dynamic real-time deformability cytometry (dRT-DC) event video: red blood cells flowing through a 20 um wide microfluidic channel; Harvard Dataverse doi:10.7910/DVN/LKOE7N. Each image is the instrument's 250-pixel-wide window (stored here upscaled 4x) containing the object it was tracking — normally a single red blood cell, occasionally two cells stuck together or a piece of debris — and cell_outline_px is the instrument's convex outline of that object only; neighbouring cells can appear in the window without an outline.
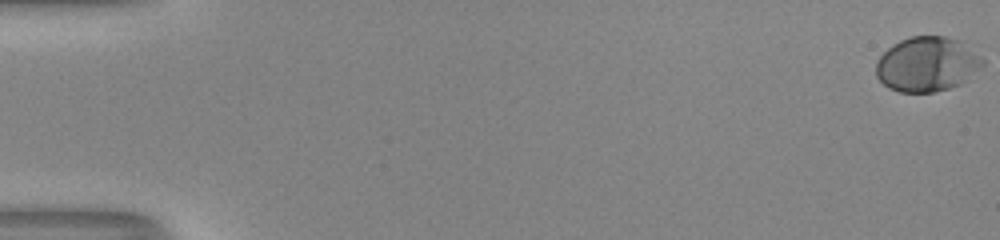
{"species": "human", "species_latin": "Homo sapiens", "temperature_condition": "room temperature", "stored_images_in_passage": 54, "camera_frame_rate_fps": 3000, "um_per_image_px": 0.085, "donor": {"sex": "male"}, "frame": {"image": 1, "passage_image": 1, "time_ms": 0.0, "image_size_px": [1000, 240], "cell_outline_px": [[984, 64], [980, 68], [960, 84], [936, 92], [900, 92], [888, 88], [876, 76], [876, 60], [892, 44], [900, 40], [912, 36], [944, 36], [960, 40], [980, 56], [984, 60]], "centroid_in_image_um": [78.78, 5.45], "position_along_channel_um": 6.2, "area_um2": 33.93}}
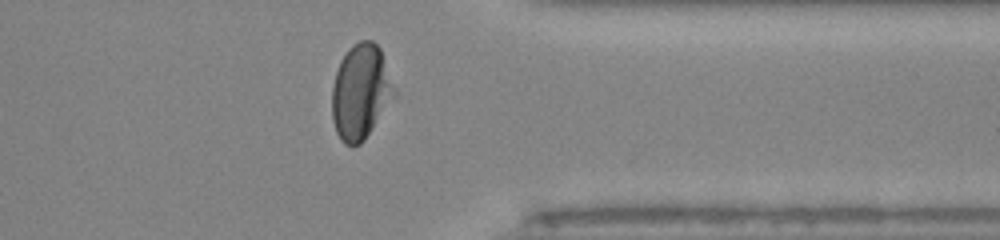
{"frame": {"image": 2, "passage_image": 44, "time_ms": 14.333, "image_size_px": [1000, 240], "cell_outline_px": [[400, 96], [364, 140], [360, 144], [344, 144], [340, 140], [336, 132], [332, 120], [332, 84], [340, 60], [348, 48], [352, 44], [360, 40], [372, 40], [380, 48]], "centroid_in_image_um": [30.72, 7.81], "position_along_channel_um": 380.7, "area_um2": 35.66}}
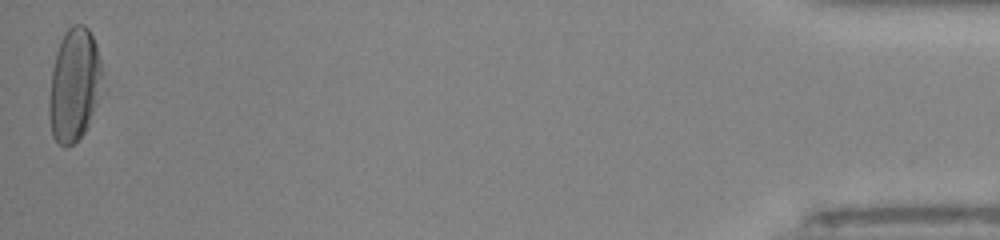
{"frame": {"image": 3, "passage_image": 54, "time_ms": 17.667, "image_size_px": [1000, 240], "cell_outline_px": [[100, 76], [96, 104], [88, 128], [72, 144], [64, 148], [52, 136], [48, 116], [48, 100], [52, 68], [56, 52], [60, 40], [64, 32], [72, 24], [84, 24], [88, 28], [96, 44], [100, 60]], "centroid_in_image_um": [6.25, 7.22], "position_along_channel_um": 428.9, "area_um2": 34.85}, "authors_computed_cell_mechanics": {"area_um2": 34.3332, "velocity_mm_per_s": 4.0469, "shape_relaxation_time_tau1_ms": 3.2421, "shape_relaxation_time_tau2_ms": null, "deformation_change_tau1": 0.173, "deformation_change_tau2": null}}